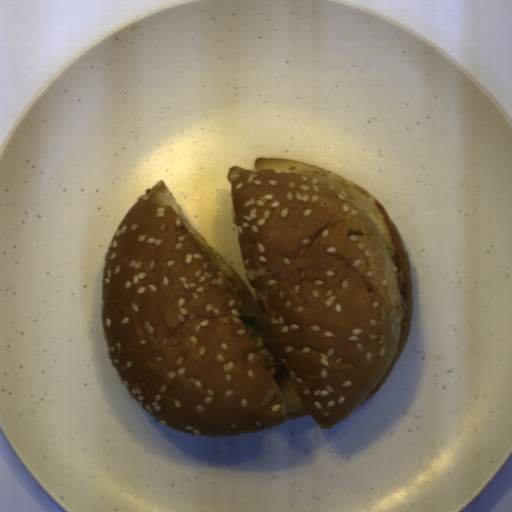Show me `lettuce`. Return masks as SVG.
Listing matches in <instances>:
<instances>
[{
  "label": "lettuce",
  "instance_id": "lettuce-1",
  "mask_svg": "<svg viewBox=\"0 0 512 512\" xmlns=\"http://www.w3.org/2000/svg\"><path fill=\"white\" fill-rule=\"evenodd\" d=\"M240 318L241 320L243 321V323L245 324L246 328H247V331H248V334L249 336H253L255 330H256V325H255V321H254V318H251V319H247L245 317V315L243 314L242 310L240 312Z\"/></svg>",
  "mask_w": 512,
  "mask_h": 512
}]
</instances>
